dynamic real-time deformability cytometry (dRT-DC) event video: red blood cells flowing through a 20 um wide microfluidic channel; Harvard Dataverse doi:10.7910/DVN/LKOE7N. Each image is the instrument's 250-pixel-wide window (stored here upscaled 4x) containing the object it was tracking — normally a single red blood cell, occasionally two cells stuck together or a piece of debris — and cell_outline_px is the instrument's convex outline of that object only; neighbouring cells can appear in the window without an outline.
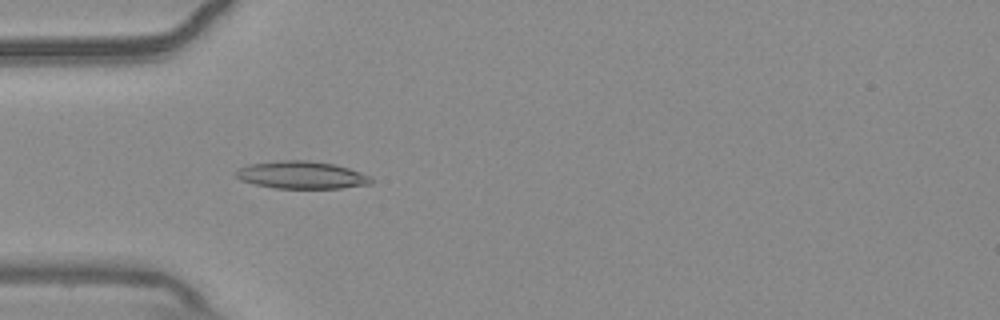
{"species": "common noctule bat (a hibernating species)", "species_latin": "Nyctalus noctula", "temperature_condition": "warm", "stored_images_in_passage": 54, "camera_frame_rate_fps": 3000, "um_per_image_px": 0.085, "animal": {"sex": "male", "body_mass_g": 20.4}, "frame": {"image": 1, "passage_image": 16, "time_ms": 5.0, "image_size_px": [1000, 320], "cell_outline_px": [[372, 184], [340, 188], [276, 188], [256, 184], [240, 180], [232, 172], [236, 168], [248, 164], [284, 160], [308, 160], [332, 164], [348, 168], [372, 176]], "centroid_in_image_um": [25.6, 14.87], "position_along_channel_um": 59.4, "area_um2": 21.73}}
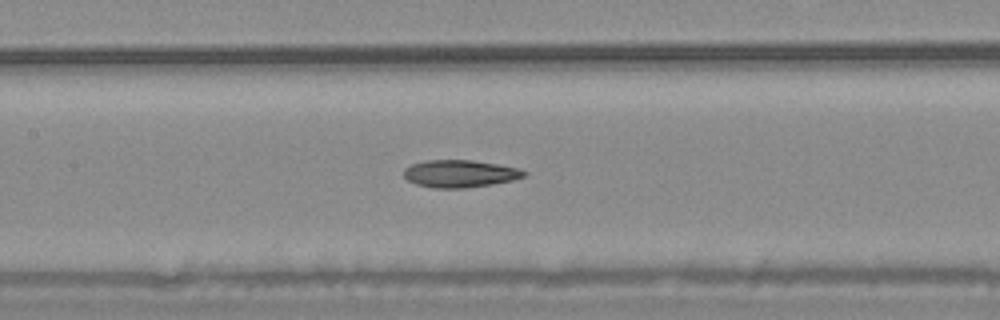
{"frame": {"image": 2, "passage_image": 25, "time_ms": 8.0, "image_size_px": [1000, 320], "cell_outline_px": [[528, 172], [524, 176], [512, 180], [492, 184], [464, 188], [432, 188], [416, 184], [408, 180], [404, 176], [404, 168], [412, 164], [428, 160], [472, 160], [520, 168]], "centroid_in_image_um": [39.09, 14.76], "position_along_channel_um": 168.3, "area_um2": 19.13}}
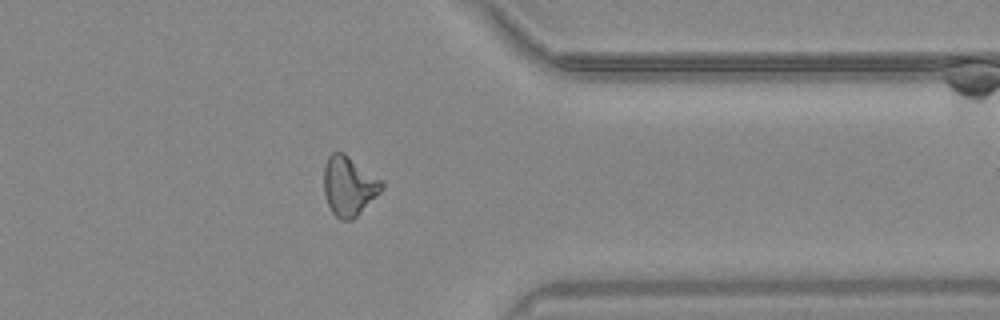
{"frame": {"image": 3, "passage_image": 43, "time_ms": 14.0, "image_size_px": [1000, 320], "cell_outline_px": [[384, 188], [352, 220], [340, 220], [332, 212], [328, 204], [324, 192], [324, 168], [328, 156], [332, 152], [344, 152], [384, 180]], "centroid_in_image_um": [29.67, 15.78], "position_along_channel_um": 381.7, "area_um2": 20.17}, "authors_computed_cell_mechanics": {"area_um2": 19.7676, "velocity_mm_per_s": 3.7049, "shape_relaxation_time_tau1_ms": 8.0258, "shape_relaxation_time_tau2_ms": 4.8999, "deformation_change_tau1": 0.1884, "deformation_change_tau2": 0.1256}}